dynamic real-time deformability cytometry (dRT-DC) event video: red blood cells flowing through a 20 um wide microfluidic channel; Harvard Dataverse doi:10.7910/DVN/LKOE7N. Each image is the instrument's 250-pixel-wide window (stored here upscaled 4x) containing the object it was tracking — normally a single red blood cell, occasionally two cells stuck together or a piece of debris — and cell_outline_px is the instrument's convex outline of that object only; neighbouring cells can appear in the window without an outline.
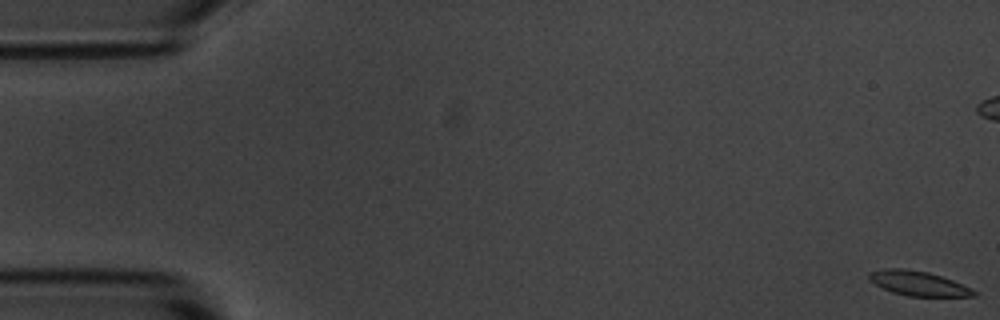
{"species": "common noctule bat (a hibernating species)", "species_latin": "Nyctalus noctula", "temperature_condition": "room temperature", "stored_images_in_passage": 16, "camera_frame_rate_fps": 3000, "um_per_image_px": 0.085, "animal": {"sex": "male", "body_mass_g": 20.1, "forearm_length_mm": 53.5}, "frame": {"image": 1, "passage_image": 1, "time_ms": 0.0, "image_size_px": [1000, 320], "cell_outline_px": [[976, 296], [908, 296], [892, 292], [868, 280], [868, 272], [884, 268], [904, 268], [928, 272], [952, 280], [972, 288], [976, 292]], "centroid_in_image_um": [78.03, 24.08], "position_along_channel_um": 7.0, "area_um2": 14.97}}
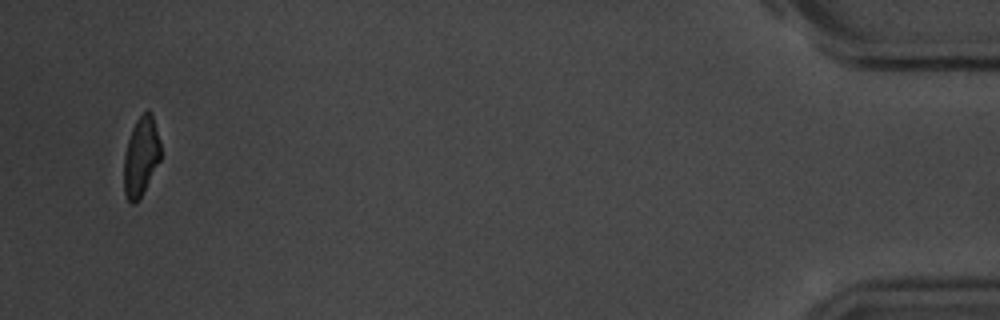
{"frame": {"image": 2, "passage_image": 16, "time_ms": 19.0, "image_size_px": [1000, 320], "cell_outline_px": [[160, 160], [136, 204], [132, 204], [128, 200], [124, 192], [124, 156], [128, 140], [132, 128], [136, 120], [148, 108], [152, 112], [160, 140]], "centroid_in_image_um": [11.98, 13.26], "position_along_channel_um": 423.2, "area_um2": 16.88}, "authors_computed_cell_mechanics": {"area_um2": 15.8083, "velocity_mm_per_s": 3.6267, "shape_relaxation_time_tau1_ms": 4.9367, "shape_relaxation_time_tau2_ms": 4.3954, "deformation_change_tau1": 0.119, "deformation_change_tau2": 0.0653}}